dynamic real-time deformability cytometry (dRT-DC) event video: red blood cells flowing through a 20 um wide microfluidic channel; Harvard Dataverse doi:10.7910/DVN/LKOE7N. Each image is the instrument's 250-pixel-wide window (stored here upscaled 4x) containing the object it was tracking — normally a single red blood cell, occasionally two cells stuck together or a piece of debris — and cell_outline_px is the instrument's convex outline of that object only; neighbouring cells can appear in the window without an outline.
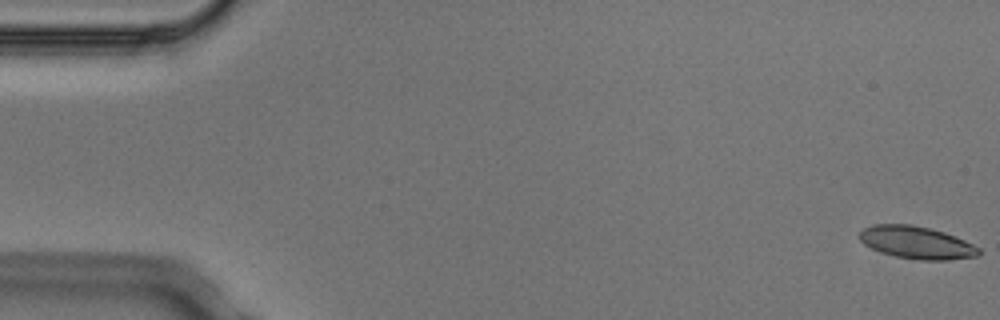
{"species": "Egyptian fruit bat (a non-hibernating species)", "species_latin": "Rousettus aegyptiacus", "temperature_condition": "cold", "stored_images_in_passage": 6, "camera_frame_rate_fps": 3000, "um_per_image_px": 0.085, "animal": {"sex": "male"}, "frame": {"image": 1, "passage_image": 1, "time_ms": 0.0, "image_size_px": [1000, 320], "cell_outline_px": [[980, 256], [948, 260], [920, 260], [896, 256], [880, 252], [864, 244], [856, 236], [864, 228], [872, 224], [912, 224], [944, 232], [964, 240], [980, 248]], "centroid_in_image_um": [77.89, 20.61], "position_along_channel_um": 7.1, "area_um2": 22.66}}